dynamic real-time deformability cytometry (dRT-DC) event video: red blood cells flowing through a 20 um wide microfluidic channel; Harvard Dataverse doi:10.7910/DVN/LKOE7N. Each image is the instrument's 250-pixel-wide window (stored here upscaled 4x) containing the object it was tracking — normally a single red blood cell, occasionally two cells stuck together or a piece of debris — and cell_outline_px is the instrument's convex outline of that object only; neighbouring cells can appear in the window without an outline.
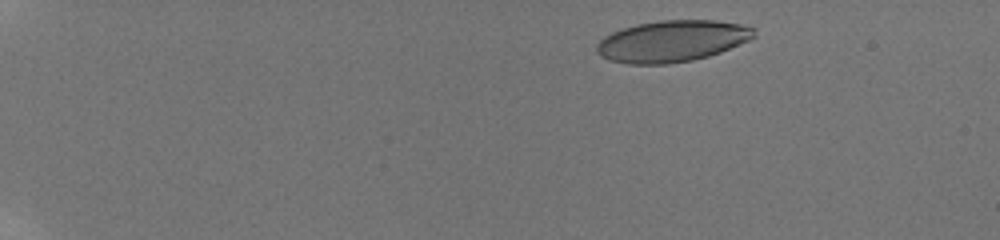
{"species": "human", "species_latin": "Homo sapiens", "temperature_condition": "room temperature", "stored_images_in_passage": 8, "camera_frame_rate_fps": 3000, "um_per_image_px": 0.085, "donor": {"sex": "male"}, "frame": {"image": 1, "passage_image": 2, "time_ms": 1.0, "image_size_px": [1000, 240], "cell_outline_px": [[756, 36], [748, 40], [720, 52], [708, 56], [692, 60], [668, 64], [628, 64], [608, 60], [600, 56], [596, 52], [596, 44], [604, 36], [612, 32], [636, 24], [660, 20], [716, 20], [740, 24], [756, 28]], "centroid_in_image_um": [57.1, 3.49], "position_along_channel_um": 27.9, "area_um2": 38.15}}
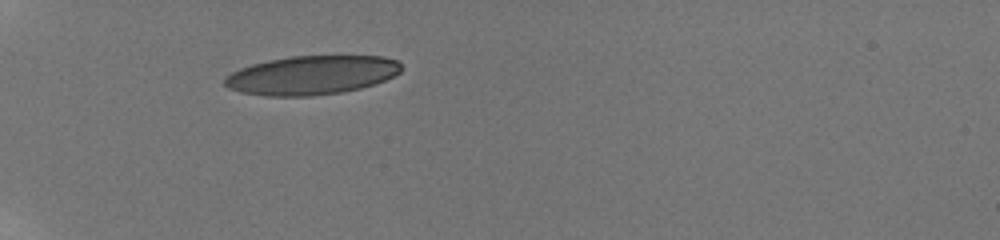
{"frame": {"image": 2, "passage_image": 6, "time_ms": 4.667, "image_size_px": [1000, 240], "cell_outline_px": [[404, 68], [400, 72], [376, 84], [344, 92], [312, 96], [264, 96], [240, 92], [228, 88], [224, 84], [224, 80], [232, 72], [240, 68], [252, 64], [268, 60], [292, 56], [384, 56], [396, 60]], "centroid_in_image_um": [26.5, 6.39], "position_along_channel_um": 58.5, "area_um2": 40.17}}